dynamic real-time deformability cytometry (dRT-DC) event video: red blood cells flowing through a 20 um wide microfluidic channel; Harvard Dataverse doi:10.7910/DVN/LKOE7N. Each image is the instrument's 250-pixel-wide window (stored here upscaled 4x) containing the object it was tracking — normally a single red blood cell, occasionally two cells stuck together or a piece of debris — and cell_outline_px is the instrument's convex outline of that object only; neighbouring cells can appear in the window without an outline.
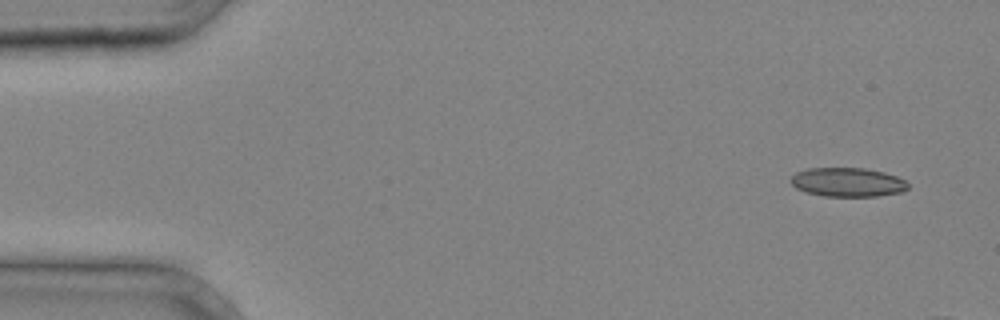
{"species": "common noctule bat (a hibernating species)", "species_latin": "Nyctalus noctula", "temperature_condition": "cold", "stored_images_in_passage": 4, "camera_frame_rate_fps": 3000, "um_per_image_px": 0.085, "animal": {"sex": "male", "body_mass_g": 20.4}, "frame": {"image": 1, "passage_image": 1, "time_ms": 0.0, "image_size_px": [1000, 320], "cell_outline_px": [[908, 188], [900, 192], [876, 196], [824, 196], [804, 192], [796, 188], [792, 184], [792, 176], [796, 172], [808, 168], [864, 168], [884, 172], [896, 176], [904, 180], [908, 184]], "centroid_in_image_um": [72.03, 15.48], "position_along_channel_um": 13.0, "area_um2": 19.71}}